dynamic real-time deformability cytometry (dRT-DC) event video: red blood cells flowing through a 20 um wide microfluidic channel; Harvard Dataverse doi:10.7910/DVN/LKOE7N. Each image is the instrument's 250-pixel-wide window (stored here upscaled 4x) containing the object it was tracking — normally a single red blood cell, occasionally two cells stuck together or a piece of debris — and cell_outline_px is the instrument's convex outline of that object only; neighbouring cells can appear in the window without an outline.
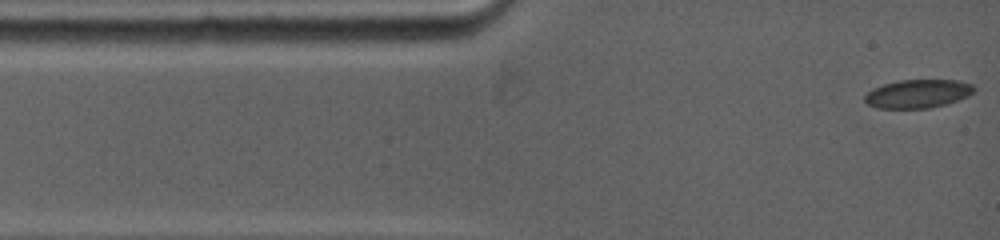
{"species": "common noctule bat (a hibernating species)", "species_latin": "Nyctalus noctula", "temperature_condition": "warm", "stored_images_in_passage": 5, "camera_frame_rate_fps": 5000, "um_per_image_px": 0.085, "animal": {"sex": "female", "body_mass_g": 19.0, "forearm_length_mm": 53.3}, "frame": {"image": 1, "passage_image": 1, "time_ms": 0.0, "image_size_px": [1000, 240], "cell_outline_px": [[976, 88], [968, 96], [960, 100], [948, 104], [928, 108], [876, 108], [868, 104], [864, 100], [864, 96], [872, 88], [884, 84], [900, 80], [960, 80], [972, 84]], "centroid_in_image_um": [78.04, 7.97], "position_along_channel_um": 7.0, "area_um2": 18.26}}
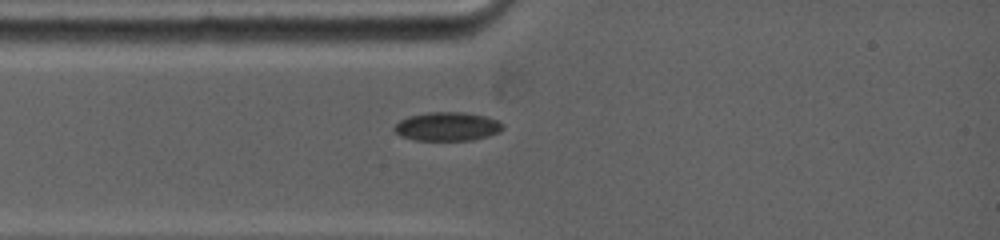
{"frame": {"image": 2, "passage_image": 3, "time_ms": 2.4, "image_size_px": [1000, 240], "cell_outline_px": [[504, 128], [500, 132], [488, 136], [472, 140], [412, 140], [400, 136], [392, 128], [400, 120], [408, 116], [428, 112], [464, 112], [484, 116], [500, 120], [504, 124]], "centroid_in_image_um": [38.03, 10.75], "position_along_channel_um": 47.0, "area_um2": 18.38}}
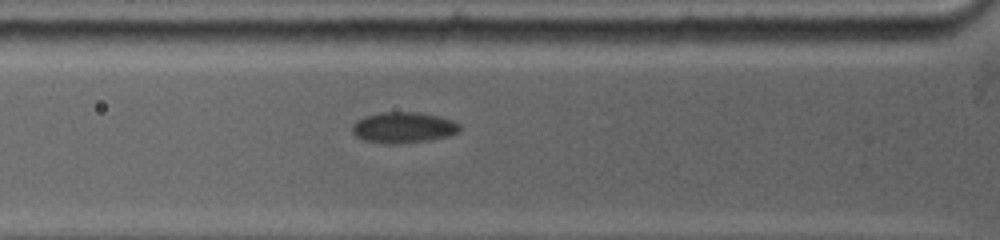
{"frame": {"image": 3, "passage_image": 5, "time_ms": 3.6, "image_size_px": [1000, 240], "cell_outline_px": [[460, 132], [448, 136], [432, 140], [396, 144], [384, 144], [364, 140], [356, 136], [352, 132], [352, 124], [356, 120], [364, 116], [380, 112], [420, 112], [440, 116], [452, 120], [460, 124]], "centroid_in_image_um": [34.29, 10.84], "position_along_channel_um": 91.5, "area_um2": 19.71}}